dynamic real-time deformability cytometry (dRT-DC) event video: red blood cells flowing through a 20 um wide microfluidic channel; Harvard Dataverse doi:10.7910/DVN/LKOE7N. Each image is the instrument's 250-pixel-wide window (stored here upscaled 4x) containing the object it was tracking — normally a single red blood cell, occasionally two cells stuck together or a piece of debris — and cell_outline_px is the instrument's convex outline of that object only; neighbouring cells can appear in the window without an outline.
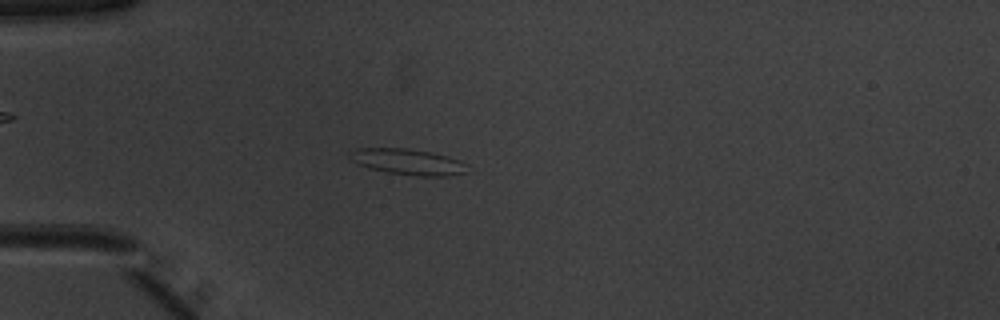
{"species": "common noctule bat (a hibernating species)", "species_latin": "Nyctalus noctula", "temperature_condition": "warm", "stored_images_in_passage": 50, "camera_frame_rate_fps": 3000, "um_per_image_px": 0.085, "animal": {"sex": "male", "body_mass_g": 20.1, "forearm_length_mm": 53.5}, "frame": {"image": 1, "passage_image": 14, "time_ms": 4.333, "image_size_px": [1000, 320], "cell_outline_px": [[468, 172], [448, 176], [416, 176], [388, 172], [368, 168], [356, 164], [348, 156], [348, 152], [356, 148], [404, 148], [432, 152], [448, 156], [460, 160], [468, 164]], "centroid_in_image_um": [34.68, 13.75], "position_along_channel_um": 50.3, "area_um2": 18.03}}
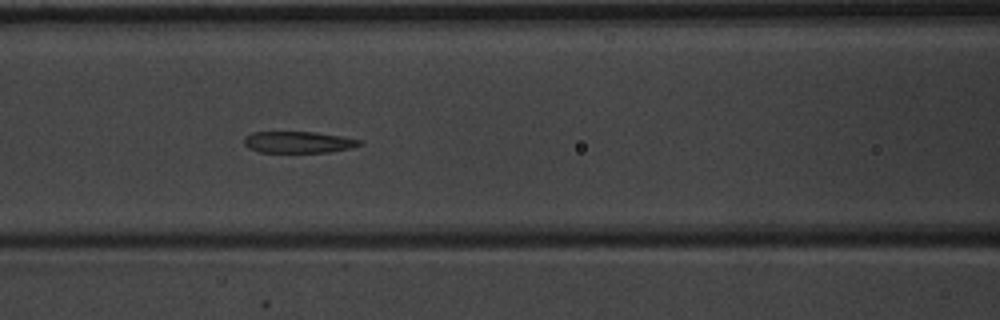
{"frame": {"image": 2, "passage_image": 22, "time_ms": 7.0, "image_size_px": [1000, 320], "cell_outline_px": [[364, 144], [352, 148], [328, 152], [260, 152], [248, 148], [244, 144], [244, 136], [252, 132], [316, 132], [340, 136], [360, 140]], "centroid_in_image_um": [25.35, 12.08], "position_along_channel_um": 141.3, "area_um2": 14.51}}
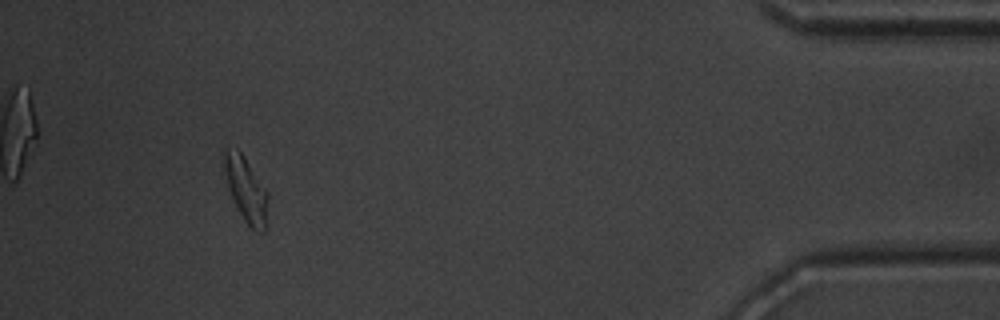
{"frame": {"image": 3, "passage_image": 47, "time_ms": 15.333, "image_size_px": [1000, 320], "cell_outline_px": [[268, 196], [264, 232], [256, 232], [244, 220], [228, 188], [220, 164], [224, 152], [228, 148], [240, 152], [244, 156], [268, 192]], "centroid_in_image_um": [20.87, 16.06], "position_along_channel_um": 414.3, "area_um2": 16.42}, "authors_computed_cell_mechanics": {"area_um2": 16.3574, "velocity_mm_per_s": 3.9826, "shape_relaxation_time_tau1_ms": 3.6287, "shape_relaxation_time_tau2_ms": 1.939, "deformation_change_tau1": 0.1508, "deformation_change_tau2": 0.1068}}